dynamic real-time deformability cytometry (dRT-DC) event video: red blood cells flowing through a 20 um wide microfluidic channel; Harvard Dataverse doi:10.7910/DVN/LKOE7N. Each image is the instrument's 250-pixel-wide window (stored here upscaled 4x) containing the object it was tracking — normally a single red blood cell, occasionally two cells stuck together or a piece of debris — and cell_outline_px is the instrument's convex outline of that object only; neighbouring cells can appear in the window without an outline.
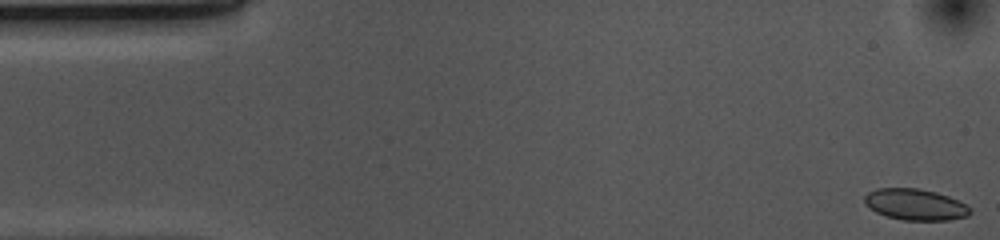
{"species": "common noctule bat (a hibernating species)", "species_latin": "Nyctalus noctula", "temperature_condition": "cold", "stored_images_in_passage": 53, "camera_frame_rate_fps": 3000, "um_per_image_px": 0.085, "animal": {"sex": "female", "body_mass_g": 10.0, "forearm_length_mm": 53.1}, "frame": {"image": 1, "passage_image": 1, "time_ms": 0.0, "image_size_px": [1000, 240], "cell_outline_px": [[972, 212], [968, 216], [948, 220], [900, 220], [876, 212], [864, 204], [864, 196], [868, 192], [876, 188], [920, 188], [936, 192], [948, 196], [972, 208]], "centroid_in_image_um": [77.79, 17.38], "position_along_channel_um": 7.2, "area_um2": 19.31}}
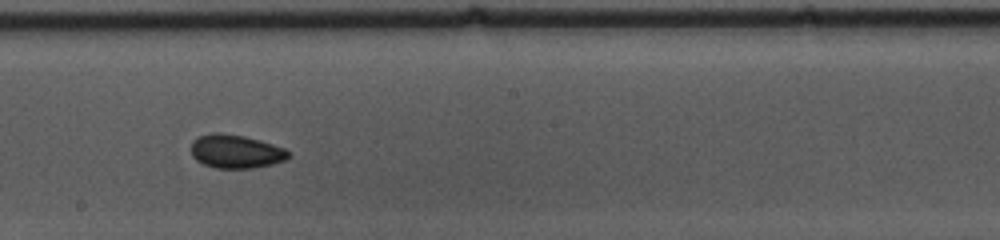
{"frame": {"image": 2, "passage_image": 28, "time_ms": 9.0, "image_size_px": [1000, 240], "cell_outline_px": [[292, 152], [284, 160], [272, 164], [252, 168], [216, 168], [204, 164], [196, 160], [192, 156], [192, 140], [200, 136], [212, 132], [220, 132], [244, 136], [260, 140], [284, 148]], "centroid_in_image_um": [20.04, 12.86], "position_along_channel_um": 228.2, "area_um2": 19.02}}
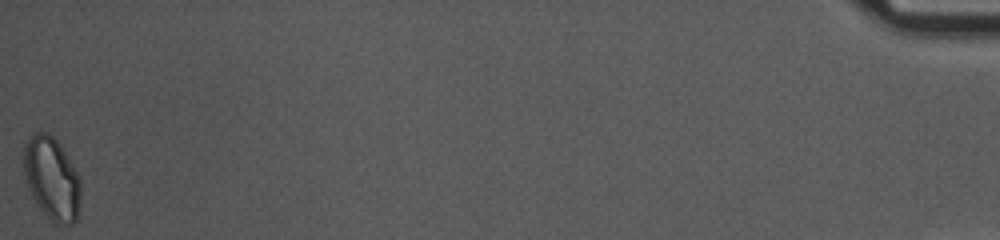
{"frame": {"image": 3, "passage_image": 53, "time_ms": 17.333, "image_size_px": [1000, 240], "cell_outline_px": [[80, 196], [76, 220], [72, 224], [56, 224], [48, 220], [32, 196], [28, 188], [24, 176], [24, 144], [32, 132], [48, 132], [60, 144], [80, 176]], "centroid_in_image_um": [4.39, 15.16], "position_along_channel_um": 430.8, "area_um2": 27.69}, "authors_computed_cell_mechanics": {"area_um2": 19.1318, "velocity_mm_per_s": 3.6903, "shape_relaxation_time_tau1_ms": 2.9477, "shape_relaxation_time_tau2_ms": 3.1243, "deformation_change_tau1": 0.0643, "deformation_change_tau2": 0.0597}}